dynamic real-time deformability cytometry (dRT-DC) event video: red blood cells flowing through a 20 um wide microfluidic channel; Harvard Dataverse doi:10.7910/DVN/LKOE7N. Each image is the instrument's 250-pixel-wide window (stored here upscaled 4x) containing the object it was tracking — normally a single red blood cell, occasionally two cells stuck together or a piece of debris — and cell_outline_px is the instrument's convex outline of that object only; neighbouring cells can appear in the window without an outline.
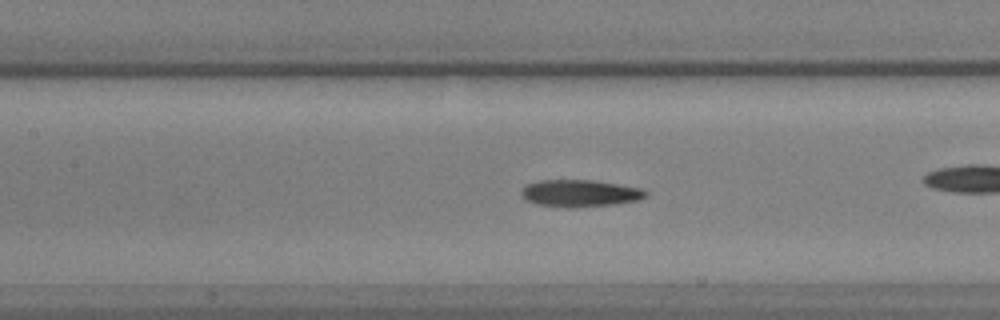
{"species": "common noctule bat (a hibernating species)", "species_latin": "Nyctalus noctula", "temperature_condition": "warm", "stored_images_in_passage": 52, "segment_of_instrument_passage": [1, 2], "camera_frame_rate_fps": 3000, "um_per_image_px": 0.085, "animal": {"sex": "male", "body_mass_g": 17.9, "forearm_length_mm": 54.2}, "frame": {"image": 1, "passage_image": 23, "time_ms": 7.333, "image_size_px": [1000, 320], "cell_outline_px": [[648, 196], [636, 200], [612, 204], [576, 208], [572, 208], [536, 204], [520, 196], [520, 192], [528, 184], [540, 180], [592, 180], [644, 188], [648, 192]], "centroid_in_image_um": [49.31, 16.43], "position_along_channel_um": 158.1, "area_um2": 19.59}}